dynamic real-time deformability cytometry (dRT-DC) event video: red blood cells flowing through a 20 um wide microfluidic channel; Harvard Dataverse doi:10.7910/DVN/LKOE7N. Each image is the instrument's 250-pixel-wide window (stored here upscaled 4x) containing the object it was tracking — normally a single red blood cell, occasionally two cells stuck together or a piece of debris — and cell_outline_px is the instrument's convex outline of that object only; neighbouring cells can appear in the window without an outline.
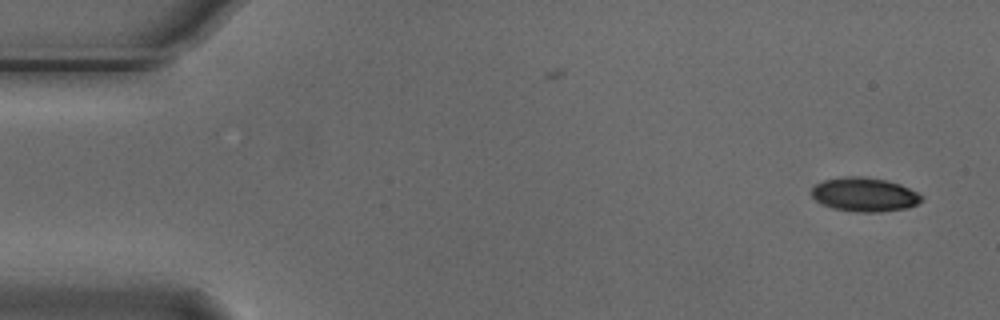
{"species": "Egyptian fruit bat (a non-hibernating species)", "species_latin": "Rousettus aegyptiacus", "temperature_condition": "cold", "stored_images_in_passage": 2, "camera_frame_rate_fps": 3000, "um_per_image_px": 0.085, "animal": {"sex": "male"}, "frame": {"image": 1, "passage_image": 2, "time_ms": 0.333, "image_size_px": [1000, 320], "cell_outline_px": [[924, 200], [908, 208], [880, 212], [856, 212], [832, 208], [820, 204], [812, 196], [812, 188], [816, 184], [824, 180], [844, 176], [864, 176], [884, 180], [900, 184], [924, 196]], "centroid_in_image_um": [73.48, 16.54], "position_along_channel_um": 11.5, "area_um2": 21.91}}